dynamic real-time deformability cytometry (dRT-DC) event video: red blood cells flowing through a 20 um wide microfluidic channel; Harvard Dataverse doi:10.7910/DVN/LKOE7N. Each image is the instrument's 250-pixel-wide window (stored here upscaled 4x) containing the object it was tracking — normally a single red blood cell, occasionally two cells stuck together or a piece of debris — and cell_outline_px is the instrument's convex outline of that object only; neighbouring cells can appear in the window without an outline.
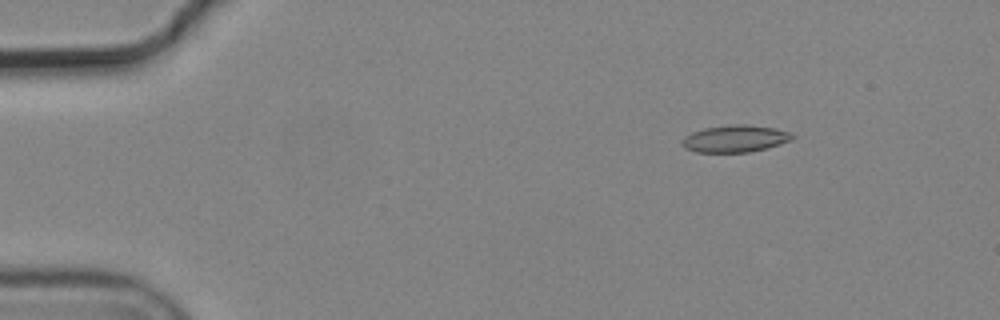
{"species": "common noctule bat (a hibernating species)", "species_latin": "Nyctalus noctula", "temperature_condition": "cold", "stored_images_in_passage": 9, "camera_frame_rate_fps": 3000, "um_per_image_px": 0.085, "animal": {"sex": "male", "body_mass_g": 19.2, "forearm_length_mm": 51.8}, "frame": {"image": 1, "passage_image": 3, "time_ms": 0.667, "image_size_px": [1000, 320], "cell_outline_px": [[796, 136], [792, 140], [768, 148], [748, 152], [696, 152], [684, 148], [680, 144], [680, 140], [684, 136], [692, 132], [704, 128], [728, 124], [748, 124], [776, 128], [792, 132]], "centroid_in_image_um": [62.49, 11.77], "position_along_channel_um": 22.5, "area_um2": 17.8}}
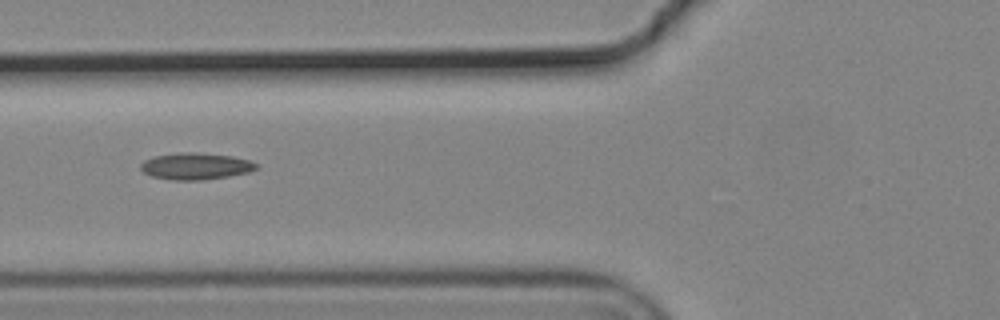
{"frame": {"image": 2, "passage_image": 7, "time_ms": 2.0, "image_size_px": [1000, 320], "cell_outline_px": [[260, 168], [248, 172], [228, 176], [204, 180], [172, 180], [152, 176], [144, 172], [140, 168], [140, 164], [144, 160], [152, 156], [180, 152], [192, 152], [232, 156], [248, 160], [256, 164]], "centroid_in_image_um": [16.61, 14.12], "position_along_channel_um": 109.2, "area_um2": 17.98}}
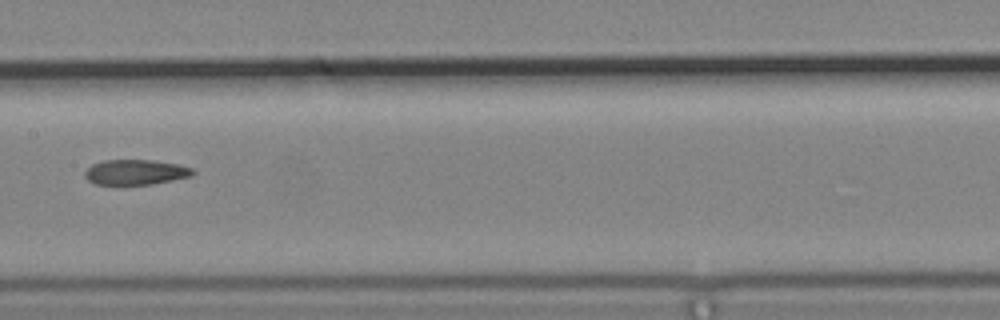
{"frame": {"image": 3, "passage_image": 9, "time_ms": 2.667, "image_size_px": [1000, 320], "cell_outline_px": [[196, 172], [192, 176], [152, 184], [96, 184], [88, 180], [84, 176], [84, 172], [92, 164], [104, 160], [152, 160], [176, 164], [192, 168]], "centroid_in_image_um": [11.52, 14.63], "position_along_channel_um": 195.9, "area_um2": 15.72}}